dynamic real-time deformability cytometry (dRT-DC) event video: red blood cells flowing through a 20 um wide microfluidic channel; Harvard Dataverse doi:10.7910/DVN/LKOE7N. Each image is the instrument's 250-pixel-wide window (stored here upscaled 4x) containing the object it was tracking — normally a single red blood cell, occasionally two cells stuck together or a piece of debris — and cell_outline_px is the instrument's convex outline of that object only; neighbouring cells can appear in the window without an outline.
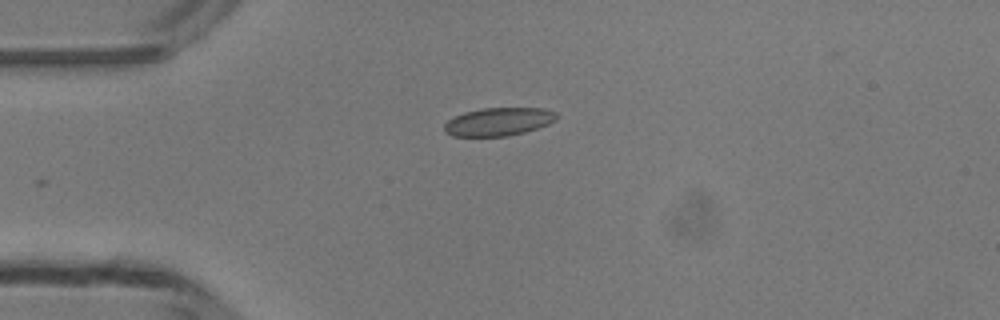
{"species": "common noctule bat (a hibernating species)", "species_latin": "Nyctalus noctula", "temperature_condition": "room temperature", "stored_images_in_passage": 28, "camera_frame_rate_fps": 3000, "um_per_image_px": 0.085, "animal": {"sex": "male", "body_mass_g": 13.3}, "frame": {"image": 1, "passage_image": 1, "time_ms": 0.0, "image_size_px": [1000, 320], "cell_outline_px": [[556, 120], [548, 124], [524, 132], [508, 136], [452, 136], [444, 132], [444, 124], [448, 120], [464, 112], [484, 108], [540, 108], [556, 112]], "centroid_in_image_um": [42.35, 10.35], "position_along_channel_um": 42.7, "area_um2": 18.26}}
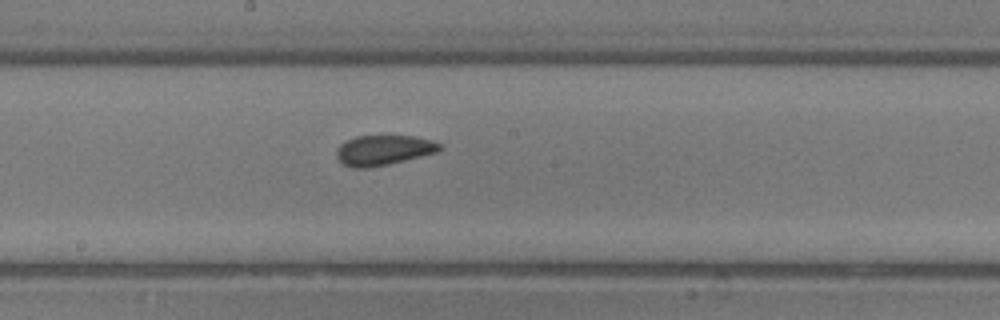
{"frame": {"image": 2, "passage_image": 15, "time_ms": 4.667, "image_size_px": [1000, 320], "cell_outline_px": [[444, 148], [440, 152], [388, 164], [368, 168], [352, 168], [344, 164], [336, 156], [336, 148], [340, 144], [356, 136], [416, 136], [432, 140], [440, 144]], "centroid_in_image_um": [32.64, 12.76], "position_along_channel_um": 215.6, "area_um2": 18.21}}
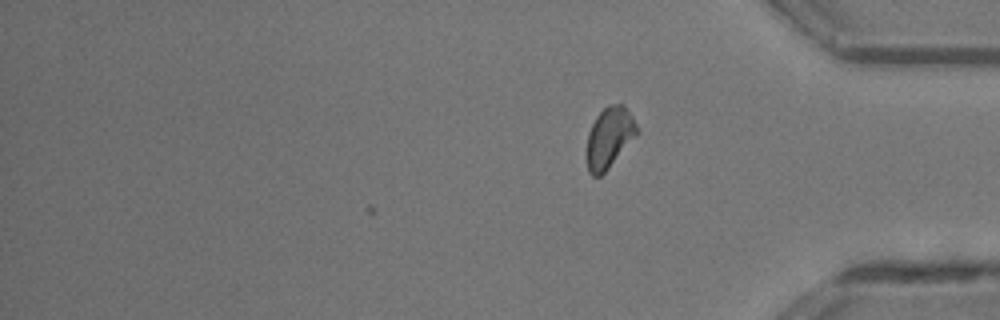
{"frame": {"image": 3, "passage_image": 28, "time_ms": 9.0, "image_size_px": [1000, 320], "cell_outline_px": [[640, 132], [608, 168], [600, 176], [592, 176], [588, 172], [588, 132], [596, 116], [608, 104], [624, 104], [632, 116]], "centroid_in_image_um": [51.82, 11.66], "position_along_channel_um": 383.4, "area_um2": 17.57}, "authors_computed_cell_mechanics": {"area_um2": 18.0625, "velocity_mm_per_s": 4.186, "shape_relaxation_time_tau1_ms": null, "shape_relaxation_time_tau2_ms": 1.4558, "deformation_change_tau1": null, "deformation_change_tau2": 0.0626}}